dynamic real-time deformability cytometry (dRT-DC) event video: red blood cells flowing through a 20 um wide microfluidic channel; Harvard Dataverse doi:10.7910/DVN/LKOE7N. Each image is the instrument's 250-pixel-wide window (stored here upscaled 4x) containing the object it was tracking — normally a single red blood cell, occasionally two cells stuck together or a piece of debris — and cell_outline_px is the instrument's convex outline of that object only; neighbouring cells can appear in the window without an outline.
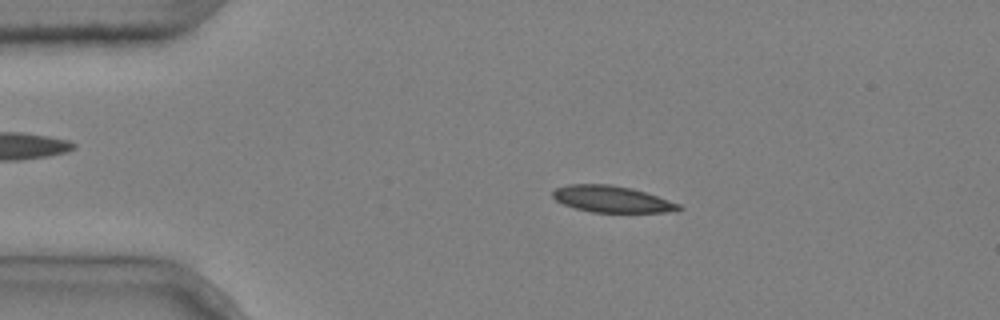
{"species": "common noctule bat (a hibernating species)", "species_latin": "Nyctalus noctula", "temperature_condition": "cold", "stored_images_in_passage": 5, "segment_of_instrument_passage": [1, 2], "camera_frame_rate_fps": 3000, "um_per_image_px": 0.085, "animal": {"sex": "male", "body_mass_g": 20.4}, "frame": {"image": 1, "passage_image": 3, "time_ms": 0.667, "image_size_px": [1000, 320], "cell_outline_px": [[684, 208], [676, 212], [592, 212], [576, 208], [564, 204], [556, 200], [552, 196], [552, 192], [556, 188], [568, 184], [612, 184], [632, 188], [680, 204]], "centroid_in_image_um": [52.02, 16.92], "position_along_channel_um": 33.0, "area_um2": 19.42}}